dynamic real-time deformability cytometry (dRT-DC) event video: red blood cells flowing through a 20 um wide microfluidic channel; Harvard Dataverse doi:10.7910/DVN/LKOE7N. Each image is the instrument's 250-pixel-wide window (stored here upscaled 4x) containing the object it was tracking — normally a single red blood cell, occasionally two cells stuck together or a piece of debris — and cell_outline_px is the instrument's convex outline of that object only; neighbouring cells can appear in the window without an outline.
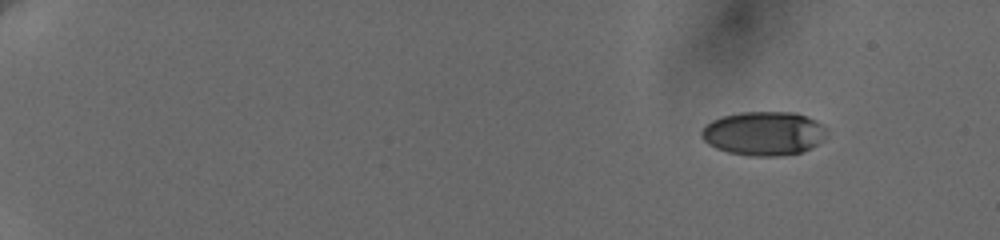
{"species": "human", "species_latin": "Homo sapiens", "temperature_condition": "cold", "stored_images_in_passage": 82, "camera_frame_rate_fps": 3000, "um_per_image_px": 0.085, "donor": {"sex": "female"}, "frame": {"image": 1, "passage_image": 1, "time_ms": 0.0, "image_size_px": [1000, 240], "cell_outline_px": [[824, 128], [816, 144], [800, 152], [780, 156], [748, 156], [728, 152], [716, 148], [708, 144], [700, 136], [700, 132], [712, 120], [720, 116], [740, 112], [796, 112], [808, 116], [824, 124]], "centroid_in_image_um": [64.85, 11.33], "position_along_channel_um": 20.2, "area_um2": 31.79}}
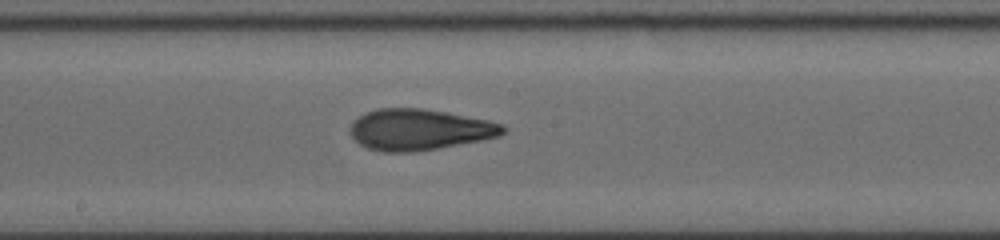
{"frame": {"image": 2, "passage_image": 43, "time_ms": 9.667, "image_size_px": [1000, 240], "cell_outline_px": [[508, 128], [500, 136], [480, 140], [436, 148], [412, 152], [384, 152], [368, 148], [360, 144], [348, 132], [352, 124], [360, 116], [368, 112], [380, 108], [420, 108], [444, 112], [488, 120], [504, 124]], "centroid_in_image_um": [35.66, 11.02], "position_along_channel_um": 212.5, "area_um2": 36.18}}
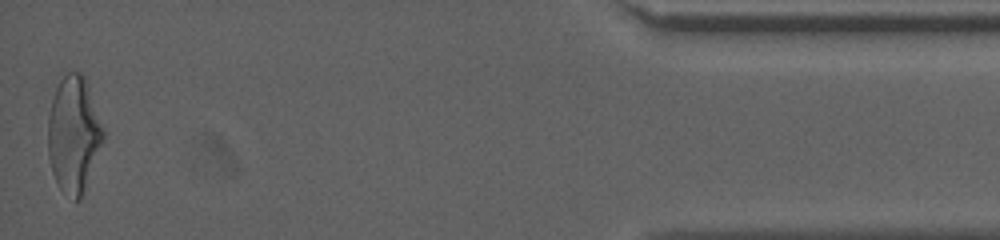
{"frame": {"image": 3, "passage_image": 81, "time_ms": 17.333, "image_size_px": [1000, 240], "cell_outline_px": [[104, 136], [80, 200], [76, 200], [60, 188], [52, 172], [48, 156], [48, 116], [52, 100], [56, 88], [60, 80], [68, 72], [80, 72], [84, 76], [88, 84], [104, 132]], "centroid_in_image_um": [6.24, 11.39], "position_along_channel_um": 429.0, "area_um2": 36.65}, "authors_computed_cell_mechanics": {"area_um2": 35.547, "velocity_mm_per_s": 3.6662, "shape_relaxation_time_tau1_ms": 5.5404, "shape_relaxation_time_tau2_ms": 1.5417, "deformation_change_tau1": 0.1976, "deformation_change_tau2": 0.0976}}